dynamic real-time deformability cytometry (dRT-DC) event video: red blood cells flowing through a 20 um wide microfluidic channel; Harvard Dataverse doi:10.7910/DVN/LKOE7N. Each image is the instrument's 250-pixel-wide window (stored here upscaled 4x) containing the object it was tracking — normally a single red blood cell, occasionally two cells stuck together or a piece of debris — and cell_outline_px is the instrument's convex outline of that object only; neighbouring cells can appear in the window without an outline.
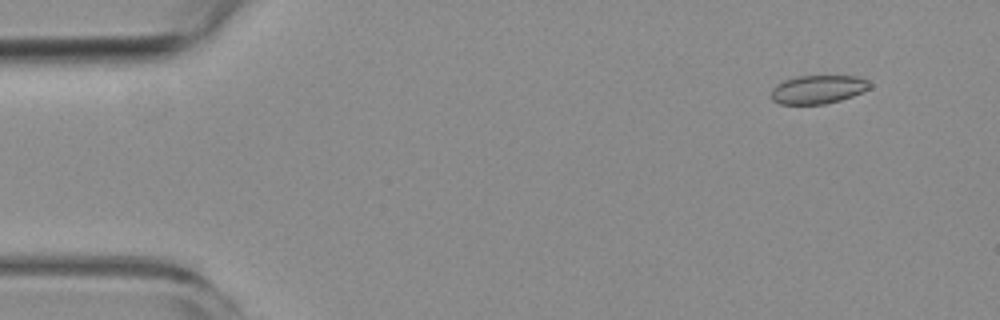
{"species": "common noctule bat (a hibernating species)", "species_latin": "Nyctalus noctula", "temperature_condition": "room temperature", "stored_images_in_passage": 5, "camera_frame_rate_fps": 3000, "um_per_image_px": 0.085, "animal": {"sex": "female", "body_mass_g": 19.3, "forearm_length_mm": 54.1}, "frame": {"image": 1, "passage_image": 2, "time_ms": 1.333, "image_size_px": [1000, 320], "cell_outline_px": [[872, 88], [852, 96], [840, 100], [824, 104], [780, 104], [772, 100], [772, 88], [776, 84], [784, 80], [796, 76], [856, 76], [868, 80], [872, 84]], "centroid_in_image_um": [69.55, 7.59], "position_along_channel_um": 15.5, "area_um2": 16.47}}
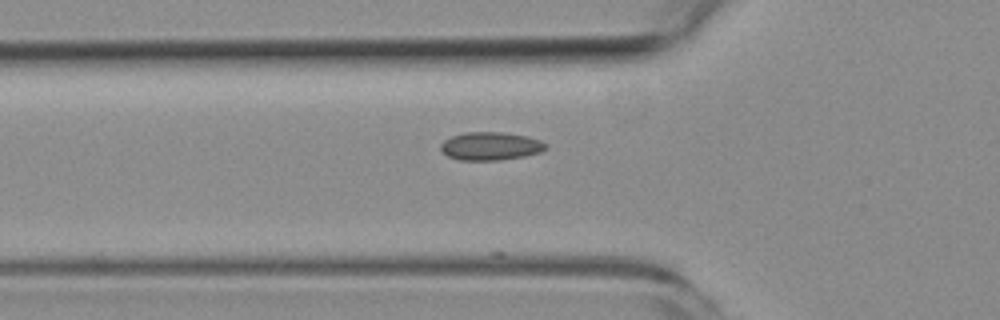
{"frame": {"image": 2, "passage_image": 5, "time_ms": 6.0, "image_size_px": [1000, 320], "cell_outline_px": [[548, 148], [540, 152], [524, 156], [500, 160], [460, 160], [448, 156], [440, 148], [440, 144], [444, 140], [452, 136], [464, 132], [504, 132], [528, 136], [540, 140], [548, 144]], "centroid_in_image_um": [41.72, 12.41], "position_along_channel_um": 84.1, "area_um2": 17.34}}